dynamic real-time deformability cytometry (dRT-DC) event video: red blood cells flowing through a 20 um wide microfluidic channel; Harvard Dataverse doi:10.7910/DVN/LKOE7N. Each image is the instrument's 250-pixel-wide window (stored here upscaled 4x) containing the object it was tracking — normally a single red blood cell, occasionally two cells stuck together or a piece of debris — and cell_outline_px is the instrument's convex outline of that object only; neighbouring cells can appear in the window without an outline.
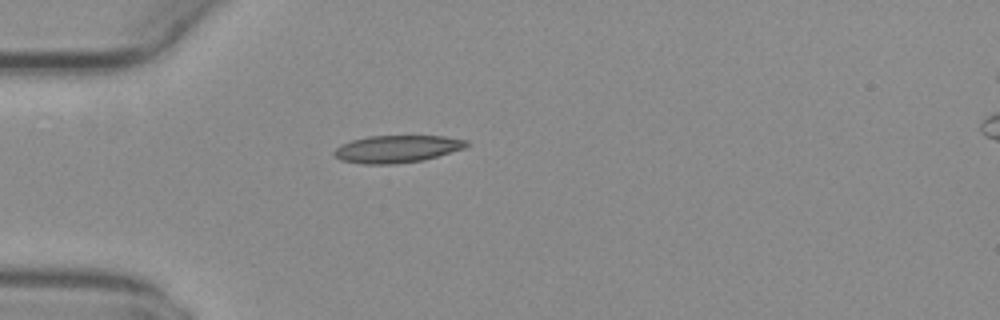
{"species": "common noctule bat (a hibernating species)", "species_latin": "Nyctalus noctula", "temperature_condition": "warm", "stored_images_in_passage": 29, "camera_frame_rate_fps": 3000, "um_per_image_px": 0.085, "animal": {"sex": "female", "body_mass_g": 29.2, "forearm_length_mm": 56.3}, "frame": {"image": 1, "passage_image": 1, "time_ms": 0.0, "image_size_px": [1000, 320], "cell_outline_px": [[468, 144], [464, 148], [424, 160], [392, 164], [364, 164], [340, 160], [332, 152], [340, 144], [352, 140], [368, 136], [444, 136], [468, 140]], "centroid_in_image_um": [33.72, 12.66], "position_along_channel_um": 51.3, "area_um2": 21.04}}
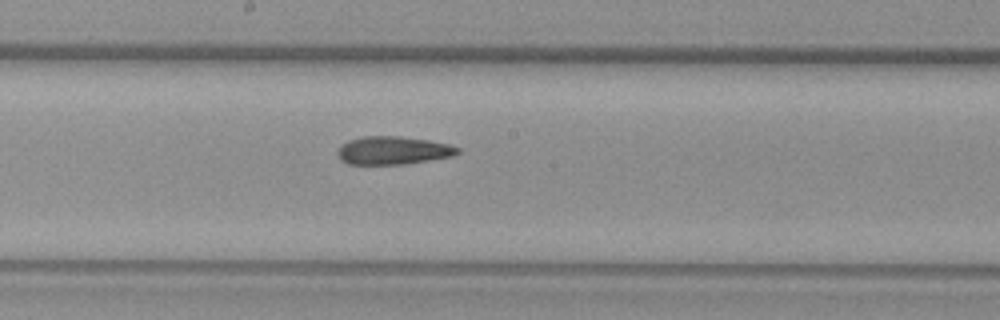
{"frame": {"image": 2, "passage_image": 14, "time_ms": 4.333, "image_size_px": [1000, 320], "cell_outline_px": [[460, 152], [452, 156], [404, 164], [348, 164], [340, 160], [336, 152], [340, 144], [348, 140], [360, 136], [400, 136], [428, 140], [448, 144], [460, 148]], "centroid_in_image_um": [33.35, 12.78], "position_along_channel_um": 214.8, "area_um2": 19.77}}
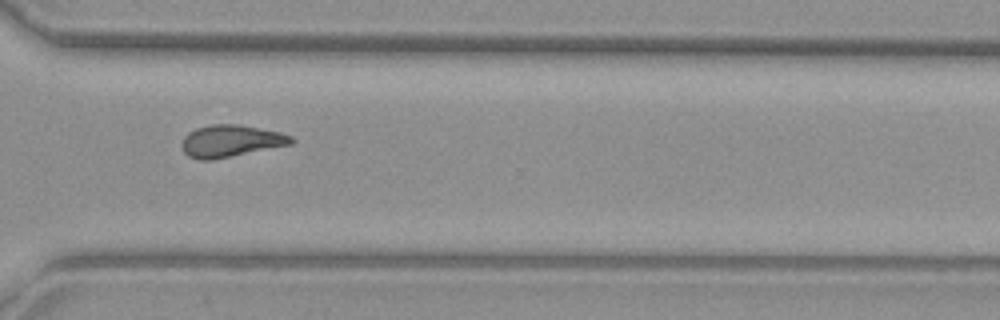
{"frame": {"image": 3, "passage_image": 24, "time_ms": 7.667, "image_size_px": [1000, 320], "cell_outline_px": [[296, 140], [292, 144], [212, 160], [200, 160], [188, 156], [184, 152], [180, 144], [184, 136], [188, 132], [196, 128], [212, 124], [240, 124], [280, 132], [292, 136]], "centroid_in_image_um": [19.61, 11.98], "position_along_channel_um": 351.0, "area_um2": 20.58}, "authors_computed_cell_mechanics": {"area_um2": 20.0566, "velocity_mm_per_s": 4.0886, "shape_relaxation_time_tau1_ms": null, "shape_relaxation_time_tau2_ms": 3.9635, "deformation_change_tau1": null, "deformation_change_tau2": 0.1371}}